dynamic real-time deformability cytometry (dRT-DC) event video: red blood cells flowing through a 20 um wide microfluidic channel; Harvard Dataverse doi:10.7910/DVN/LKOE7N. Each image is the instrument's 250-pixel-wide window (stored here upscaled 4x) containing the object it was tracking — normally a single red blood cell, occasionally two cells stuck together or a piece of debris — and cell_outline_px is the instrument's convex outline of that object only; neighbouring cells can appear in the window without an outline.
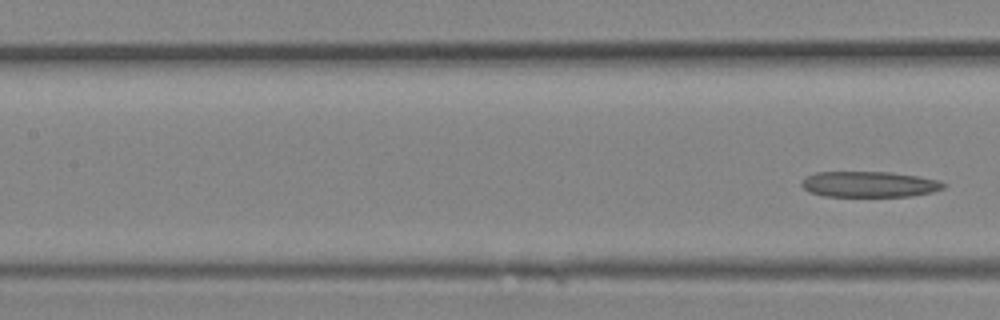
{"species": "Egyptian fruit bat (a non-hibernating species)", "species_latin": "Rousettus aegyptiacus", "temperature_condition": "room temperature", "stored_images_in_passage": 4, "segment_of_instrument_passage": [2, 2], "camera_frame_rate_fps": 3000, "um_per_image_px": 0.085, "animal": {"sex": "female"}, "frame": {"image": 1, "passage_image": 4, "time_ms": 1.0, "image_size_px": [1000, 320], "cell_outline_px": [[948, 184], [944, 188], [932, 192], [912, 196], [824, 196], [808, 192], [800, 184], [808, 176], [816, 172], [888, 172], [916, 176], [940, 180]], "centroid_in_image_um": [73.91, 15.67], "position_along_channel_um": 133.5, "area_um2": 21.27}}